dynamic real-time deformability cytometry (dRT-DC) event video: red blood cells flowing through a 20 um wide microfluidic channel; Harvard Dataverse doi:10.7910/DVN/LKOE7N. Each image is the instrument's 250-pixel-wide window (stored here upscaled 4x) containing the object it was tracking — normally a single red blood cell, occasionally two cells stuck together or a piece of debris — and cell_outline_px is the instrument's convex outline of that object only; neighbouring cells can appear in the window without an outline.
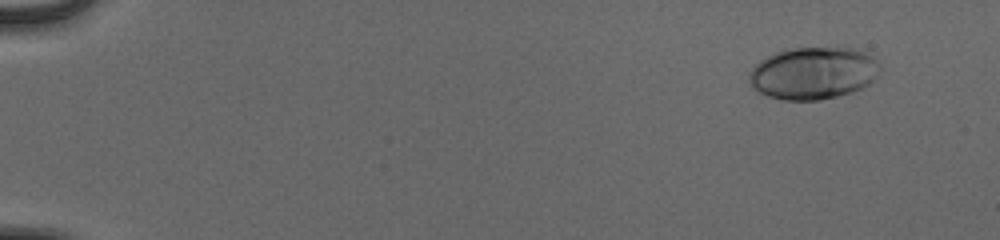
{"species": "human", "species_latin": "Homo sapiens", "temperature_condition": "cold", "stored_images_in_passage": 55, "camera_frame_rate_fps": 3000, "um_per_image_px": 0.085, "donor": {"sex": "male"}, "frame": {"image": 1, "passage_image": 5, "time_ms": 1.333, "image_size_px": [1000, 240], "cell_outline_px": [[880, 72], [868, 84], [852, 92], [820, 100], [784, 100], [768, 96], [752, 88], [748, 80], [748, 72], [760, 60], [776, 52], [796, 48], [860, 48], [868, 52], [880, 64]], "centroid_in_image_um": [69.13, 6.21], "position_along_channel_um": 15.9, "area_um2": 40.0}}
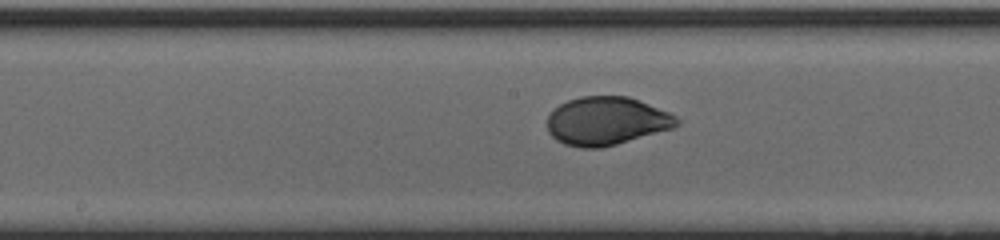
{"frame": {"image": 2, "passage_image": 31, "time_ms": 10.0, "image_size_px": [1000, 240], "cell_outline_px": [[680, 124], [672, 128], [616, 144], [600, 148], [580, 148], [564, 144], [556, 140], [548, 132], [548, 112], [560, 104], [568, 100], [580, 96], [628, 96], [668, 112], [676, 116], [680, 120]], "centroid_in_image_um": [51.52, 10.28], "position_along_channel_um": 196.7, "area_um2": 36.41}}
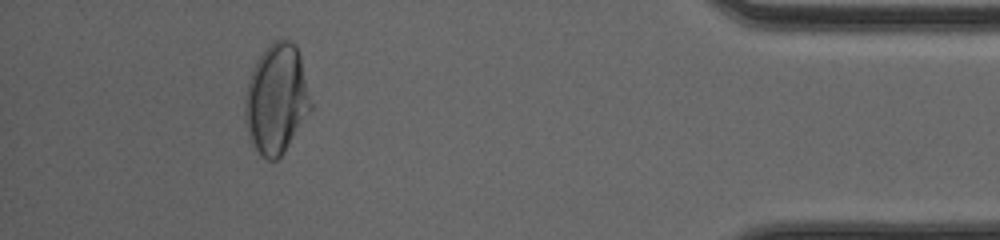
{"frame": {"image": 3, "passage_image": 51, "time_ms": 16.667, "image_size_px": [1000, 240], "cell_outline_px": [[312, 108], [284, 152], [276, 160], [268, 160], [260, 156], [252, 148], [248, 136], [244, 120], [244, 100], [248, 80], [252, 68], [256, 60], [268, 44], [272, 40], [288, 40], [296, 44], [300, 56], [312, 104]], "centroid_in_image_um": [23.46, 8.44], "position_along_channel_um": 411.7, "area_um2": 42.54}, "authors_computed_cell_mechanics": {"area_um2": 37.2232, "velocity_mm_per_s": 3.8921, "shape_relaxation_time_tau1_ms": 2.9809, "shape_relaxation_time_tau2_ms": null, "deformation_change_tau1": 0.1567, "deformation_change_tau2": null}}